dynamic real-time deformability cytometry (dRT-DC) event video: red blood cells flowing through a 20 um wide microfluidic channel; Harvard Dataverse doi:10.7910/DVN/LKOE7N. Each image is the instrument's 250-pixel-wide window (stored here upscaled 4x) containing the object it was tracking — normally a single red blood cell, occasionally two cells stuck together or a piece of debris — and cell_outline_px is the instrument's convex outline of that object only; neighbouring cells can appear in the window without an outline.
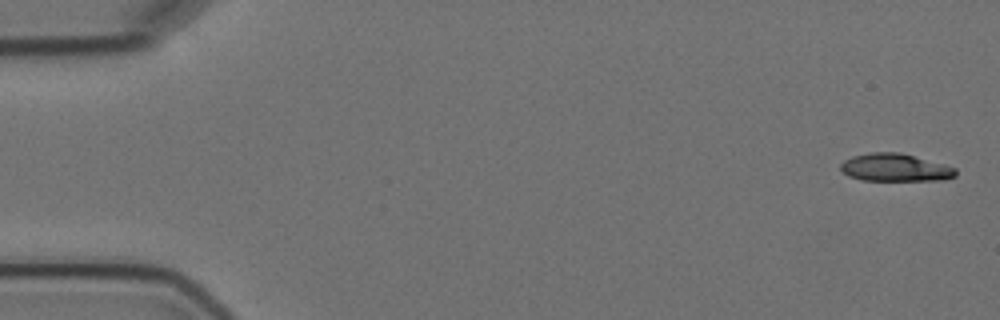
{"species": "Egyptian fruit bat (a non-hibernating species)", "species_latin": "Rousettus aegyptiacus", "temperature_condition": "cold", "stored_images_in_passage": 5, "camera_frame_rate_fps": 3000, "um_per_image_px": 0.085, "animal": {"sex": "female"}, "frame": {"image": 1, "passage_image": 1, "time_ms": 0.0, "image_size_px": [1000, 320], "cell_outline_px": [[956, 176], [944, 180], [860, 180], [848, 176], [840, 168], [840, 164], [844, 160], [852, 156], [868, 152], [900, 152], [944, 164], [956, 168]], "centroid_in_image_um": [76.07, 14.24], "position_along_channel_um": 8.9, "area_um2": 18.67}}
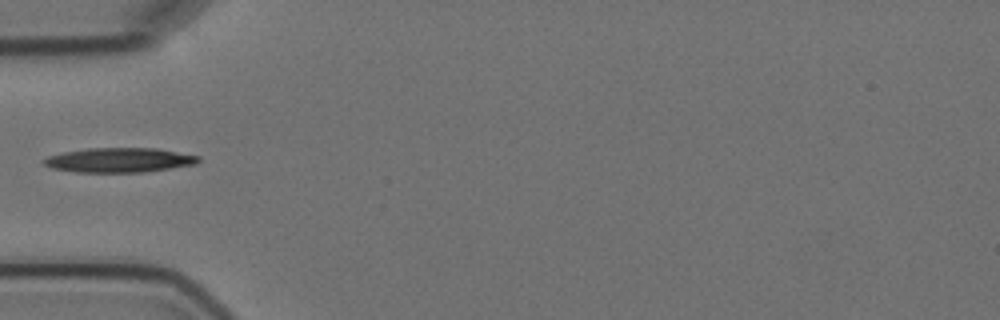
{"frame": {"image": 2, "passage_image": 5, "time_ms": 5.667, "image_size_px": [1000, 320], "cell_outline_px": [[200, 160], [196, 164], [172, 168], [144, 172], [76, 172], [52, 168], [44, 164], [40, 160], [48, 156], [64, 152], [88, 148], [156, 148], [200, 156]], "centroid_in_image_um": [10.14, 13.61], "position_along_channel_um": 74.9, "area_um2": 22.14}}